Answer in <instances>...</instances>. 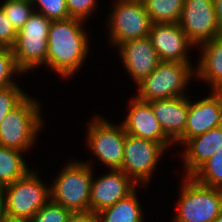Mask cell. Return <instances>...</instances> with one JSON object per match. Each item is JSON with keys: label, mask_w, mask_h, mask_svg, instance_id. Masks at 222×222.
<instances>
[{"label": "cell", "mask_w": 222, "mask_h": 222, "mask_svg": "<svg viewBox=\"0 0 222 222\" xmlns=\"http://www.w3.org/2000/svg\"><path fill=\"white\" fill-rule=\"evenodd\" d=\"M27 95L16 83L0 88V124Z\"/></svg>", "instance_id": "25"}, {"label": "cell", "mask_w": 222, "mask_h": 222, "mask_svg": "<svg viewBox=\"0 0 222 222\" xmlns=\"http://www.w3.org/2000/svg\"><path fill=\"white\" fill-rule=\"evenodd\" d=\"M2 222H30L28 219H23V218H15V217H10L6 216Z\"/></svg>", "instance_id": "34"}, {"label": "cell", "mask_w": 222, "mask_h": 222, "mask_svg": "<svg viewBox=\"0 0 222 222\" xmlns=\"http://www.w3.org/2000/svg\"><path fill=\"white\" fill-rule=\"evenodd\" d=\"M134 1H138V2L144 3V2H146L147 0H134Z\"/></svg>", "instance_id": "37"}, {"label": "cell", "mask_w": 222, "mask_h": 222, "mask_svg": "<svg viewBox=\"0 0 222 222\" xmlns=\"http://www.w3.org/2000/svg\"><path fill=\"white\" fill-rule=\"evenodd\" d=\"M17 38V31L5 16L0 6V47L13 48Z\"/></svg>", "instance_id": "30"}, {"label": "cell", "mask_w": 222, "mask_h": 222, "mask_svg": "<svg viewBox=\"0 0 222 222\" xmlns=\"http://www.w3.org/2000/svg\"><path fill=\"white\" fill-rule=\"evenodd\" d=\"M31 2L34 8L40 9L36 12L43 14L50 20H64L70 18L66 0H31Z\"/></svg>", "instance_id": "28"}, {"label": "cell", "mask_w": 222, "mask_h": 222, "mask_svg": "<svg viewBox=\"0 0 222 222\" xmlns=\"http://www.w3.org/2000/svg\"><path fill=\"white\" fill-rule=\"evenodd\" d=\"M17 32L12 48L17 67L23 74L46 64L48 33L52 20L36 12Z\"/></svg>", "instance_id": "6"}, {"label": "cell", "mask_w": 222, "mask_h": 222, "mask_svg": "<svg viewBox=\"0 0 222 222\" xmlns=\"http://www.w3.org/2000/svg\"><path fill=\"white\" fill-rule=\"evenodd\" d=\"M72 212L63 206L49 200L34 216L30 222H67Z\"/></svg>", "instance_id": "27"}, {"label": "cell", "mask_w": 222, "mask_h": 222, "mask_svg": "<svg viewBox=\"0 0 222 222\" xmlns=\"http://www.w3.org/2000/svg\"><path fill=\"white\" fill-rule=\"evenodd\" d=\"M40 104L27 95L0 124V146L27 152L43 126Z\"/></svg>", "instance_id": "3"}, {"label": "cell", "mask_w": 222, "mask_h": 222, "mask_svg": "<svg viewBox=\"0 0 222 222\" xmlns=\"http://www.w3.org/2000/svg\"><path fill=\"white\" fill-rule=\"evenodd\" d=\"M160 61L191 63L189 47H195L178 23H152L149 36Z\"/></svg>", "instance_id": "12"}, {"label": "cell", "mask_w": 222, "mask_h": 222, "mask_svg": "<svg viewBox=\"0 0 222 222\" xmlns=\"http://www.w3.org/2000/svg\"><path fill=\"white\" fill-rule=\"evenodd\" d=\"M178 24L195 46L222 35L213 0H184Z\"/></svg>", "instance_id": "11"}, {"label": "cell", "mask_w": 222, "mask_h": 222, "mask_svg": "<svg viewBox=\"0 0 222 222\" xmlns=\"http://www.w3.org/2000/svg\"><path fill=\"white\" fill-rule=\"evenodd\" d=\"M77 18L52 20L48 33L46 66L67 79L79 70L87 58L89 40Z\"/></svg>", "instance_id": "1"}, {"label": "cell", "mask_w": 222, "mask_h": 222, "mask_svg": "<svg viewBox=\"0 0 222 222\" xmlns=\"http://www.w3.org/2000/svg\"><path fill=\"white\" fill-rule=\"evenodd\" d=\"M191 177L202 185L222 189V147L202 164Z\"/></svg>", "instance_id": "23"}, {"label": "cell", "mask_w": 222, "mask_h": 222, "mask_svg": "<svg viewBox=\"0 0 222 222\" xmlns=\"http://www.w3.org/2000/svg\"><path fill=\"white\" fill-rule=\"evenodd\" d=\"M217 128L222 130V104H221V111H220V116H219Z\"/></svg>", "instance_id": "35"}, {"label": "cell", "mask_w": 222, "mask_h": 222, "mask_svg": "<svg viewBox=\"0 0 222 222\" xmlns=\"http://www.w3.org/2000/svg\"><path fill=\"white\" fill-rule=\"evenodd\" d=\"M96 179L92 178L90 191V212L93 214L114 205L118 200L132 193L137 186L120 169H111L108 174Z\"/></svg>", "instance_id": "13"}, {"label": "cell", "mask_w": 222, "mask_h": 222, "mask_svg": "<svg viewBox=\"0 0 222 222\" xmlns=\"http://www.w3.org/2000/svg\"><path fill=\"white\" fill-rule=\"evenodd\" d=\"M125 66L135 83L148 77L160 63L149 37L130 40L117 46Z\"/></svg>", "instance_id": "16"}, {"label": "cell", "mask_w": 222, "mask_h": 222, "mask_svg": "<svg viewBox=\"0 0 222 222\" xmlns=\"http://www.w3.org/2000/svg\"><path fill=\"white\" fill-rule=\"evenodd\" d=\"M67 222H97V218L96 215L91 212L72 213Z\"/></svg>", "instance_id": "31"}, {"label": "cell", "mask_w": 222, "mask_h": 222, "mask_svg": "<svg viewBox=\"0 0 222 222\" xmlns=\"http://www.w3.org/2000/svg\"><path fill=\"white\" fill-rule=\"evenodd\" d=\"M212 222H222V211Z\"/></svg>", "instance_id": "36"}, {"label": "cell", "mask_w": 222, "mask_h": 222, "mask_svg": "<svg viewBox=\"0 0 222 222\" xmlns=\"http://www.w3.org/2000/svg\"><path fill=\"white\" fill-rule=\"evenodd\" d=\"M22 154L18 149L0 146V187L12 184L31 171Z\"/></svg>", "instance_id": "21"}, {"label": "cell", "mask_w": 222, "mask_h": 222, "mask_svg": "<svg viewBox=\"0 0 222 222\" xmlns=\"http://www.w3.org/2000/svg\"><path fill=\"white\" fill-rule=\"evenodd\" d=\"M22 73L16 65L13 50L7 47H0V88L15 84L16 82L11 77Z\"/></svg>", "instance_id": "26"}, {"label": "cell", "mask_w": 222, "mask_h": 222, "mask_svg": "<svg viewBox=\"0 0 222 222\" xmlns=\"http://www.w3.org/2000/svg\"><path fill=\"white\" fill-rule=\"evenodd\" d=\"M6 214L30 220L50 200V188L45 186L36 171L3 187Z\"/></svg>", "instance_id": "7"}, {"label": "cell", "mask_w": 222, "mask_h": 222, "mask_svg": "<svg viewBox=\"0 0 222 222\" xmlns=\"http://www.w3.org/2000/svg\"><path fill=\"white\" fill-rule=\"evenodd\" d=\"M6 216L5 194L3 187H0V222H2Z\"/></svg>", "instance_id": "32"}, {"label": "cell", "mask_w": 222, "mask_h": 222, "mask_svg": "<svg viewBox=\"0 0 222 222\" xmlns=\"http://www.w3.org/2000/svg\"><path fill=\"white\" fill-rule=\"evenodd\" d=\"M96 2L97 0H66L69 16L85 21L97 7Z\"/></svg>", "instance_id": "29"}, {"label": "cell", "mask_w": 222, "mask_h": 222, "mask_svg": "<svg viewBox=\"0 0 222 222\" xmlns=\"http://www.w3.org/2000/svg\"><path fill=\"white\" fill-rule=\"evenodd\" d=\"M92 166L87 162L70 161L53 181L50 200L72 213L90 212Z\"/></svg>", "instance_id": "2"}, {"label": "cell", "mask_w": 222, "mask_h": 222, "mask_svg": "<svg viewBox=\"0 0 222 222\" xmlns=\"http://www.w3.org/2000/svg\"><path fill=\"white\" fill-rule=\"evenodd\" d=\"M130 110L122 122L127 134L162 143L167 149L174 142L163 132L151 104L134 97L129 102Z\"/></svg>", "instance_id": "14"}, {"label": "cell", "mask_w": 222, "mask_h": 222, "mask_svg": "<svg viewBox=\"0 0 222 222\" xmlns=\"http://www.w3.org/2000/svg\"><path fill=\"white\" fill-rule=\"evenodd\" d=\"M108 20L110 41L117 47L149 36L152 21L145 5L134 0H115Z\"/></svg>", "instance_id": "8"}, {"label": "cell", "mask_w": 222, "mask_h": 222, "mask_svg": "<svg viewBox=\"0 0 222 222\" xmlns=\"http://www.w3.org/2000/svg\"><path fill=\"white\" fill-rule=\"evenodd\" d=\"M191 63L160 61L155 70L137 83L139 100L171 99L186 96V86L195 76ZM189 81V82H188Z\"/></svg>", "instance_id": "4"}, {"label": "cell", "mask_w": 222, "mask_h": 222, "mask_svg": "<svg viewBox=\"0 0 222 222\" xmlns=\"http://www.w3.org/2000/svg\"><path fill=\"white\" fill-rule=\"evenodd\" d=\"M216 11L218 25L222 31V0H213Z\"/></svg>", "instance_id": "33"}, {"label": "cell", "mask_w": 222, "mask_h": 222, "mask_svg": "<svg viewBox=\"0 0 222 222\" xmlns=\"http://www.w3.org/2000/svg\"><path fill=\"white\" fill-rule=\"evenodd\" d=\"M144 5L152 23H178L184 0H147Z\"/></svg>", "instance_id": "22"}, {"label": "cell", "mask_w": 222, "mask_h": 222, "mask_svg": "<svg viewBox=\"0 0 222 222\" xmlns=\"http://www.w3.org/2000/svg\"><path fill=\"white\" fill-rule=\"evenodd\" d=\"M163 132L176 144L184 134L189 110V98L180 96L149 102Z\"/></svg>", "instance_id": "17"}, {"label": "cell", "mask_w": 222, "mask_h": 222, "mask_svg": "<svg viewBox=\"0 0 222 222\" xmlns=\"http://www.w3.org/2000/svg\"><path fill=\"white\" fill-rule=\"evenodd\" d=\"M185 176H191L202 164L222 147V130L213 128L204 134L189 139L183 147Z\"/></svg>", "instance_id": "18"}, {"label": "cell", "mask_w": 222, "mask_h": 222, "mask_svg": "<svg viewBox=\"0 0 222 222\" xmlns=\"http://www.w3.org/2000/svg\"><path fill=\"white\" fill-rule=\"evenodd\" d=\"M167 148L158 142L126 134L121 169L137 185L146 186ZM144 184V185H143Z\"/></svg>", "instance_id": "10"}, {"label": "cell", "mask_w": 222, "mask_h": 222, "mask_svg": "<svg viewBox=\"0 0 222 222\" xmlns=\"http://www.w3.org/2000/svg\"><path fill=\"white\" fill-rule=\"evenodd\" d=\"M135 189L114 205L96 213L97 222H143L142 209Z\"/></svg>", "instance_id": "20"}, {"label": "cell", "mask_w": 222, "mask_h": 222, "mask_svg": "<svg viewBox=\"0 0 222 222\" xmlns=\"http://www.w3.org/2000/svg\"><path fill=\"white\" fill-rule=\"evenodd\" d=\"M201 57L195 76L212 86V91H222V35L199 46Z\"/></svg>", "instance_id": "19"}, {"label": "cell", "mask_w": 222, "mask_h": 222, "mask_svg": "<svg viewBox=\"0 0 222 222\" xmlns=\"http://www.w3.org/2000/svg\"><path fill=\"white\" fill-rule=\"evenodd\" d=\"M184 181L172 222H212L222 211V189L202 185L191 176Z\"/></svg>", "instance_id": "5"}, {"label": "cell", "mask_w": 222, "mask_h": 222, "mask_svg": "<svg viewBox=\"0 0 222 222\" xmlns=\"http://www.w3.org/2000/svg\"><path fill=\"white\" fill-rule=\"evenodd\" d=\"M192 102L189 99L185 132L176 141L181 145H184L189 139L217 127L222 104V91H212L208 97Z\"/></svg>", "instance_id": "15"}, {"label": "cell", "mask_w": 222, "mask_h": 222, "mask_svg": "<svg viewBox=\"0 0 222 222\" xmlns=\"http://www.w3.org/2000/svg\"><path fill=\"white\" fill-rule=\"evenodd\" d=\"M87 146L110 170L121 169L126 131L123 124L115 125L96 116L87 127Z\"/></svg>", "instance_id": "9"}, {"label": "cell", "mask_w": 222, "mask_h": 222, "mask_svg": "<svg viewBox=\"0 0 222 222\" xmlns=\"http://www.w3.org/2000/svg\"><path fill=\"white\" fill-rule=\"evenodd\" d=\"M0 6L17 32L35 11L31 0H4Z\"/></svg>", "instance_id": "24"}]
</instances>
